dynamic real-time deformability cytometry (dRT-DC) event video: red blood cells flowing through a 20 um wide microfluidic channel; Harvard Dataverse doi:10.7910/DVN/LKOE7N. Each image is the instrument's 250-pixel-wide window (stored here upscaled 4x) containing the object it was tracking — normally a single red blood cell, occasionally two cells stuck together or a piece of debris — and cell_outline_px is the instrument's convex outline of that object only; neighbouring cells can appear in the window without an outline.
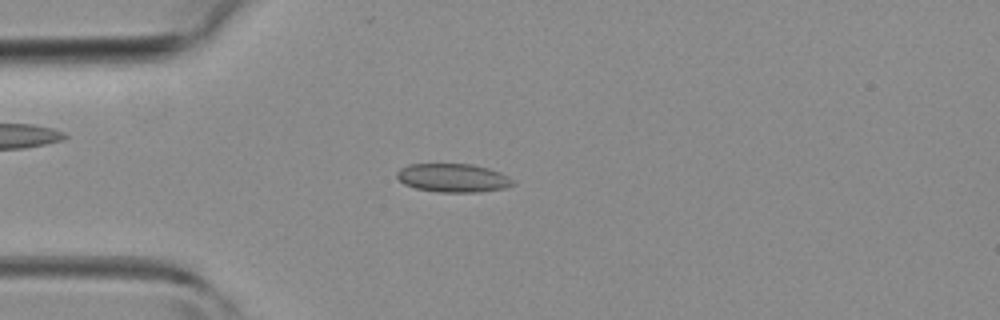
{"species": "common noctule bat (a hibernating species)", "species_latin": "Nyctalus noctula", "temperature_condition": "room temperature", "stored_images_in_passage": 42, "camera_frame_rate_fps": 3000, "um_per_image_px": 0.085, "animal": {"sex": "female", "body_mass_g": 19.3, "forearm_length_mm": 54.1}, "frame": {"image": 1, "passage_image": 10, "time_ms": 3.0, "image_size_px": [1000, 320], "cell_outline_px": [[516, 184], [504, 188], [476, 192], [440, 192], [416, 188], [404, 184], [396, 176], [396, 172], [400, 168], [408, 164], [472, 164], [488, 168], [500, 172], [508, 176]], "centroid_in_image_um": [38.5, 15.11], "position_along_channel_um": 46.5, "area_um2": 19.25}}
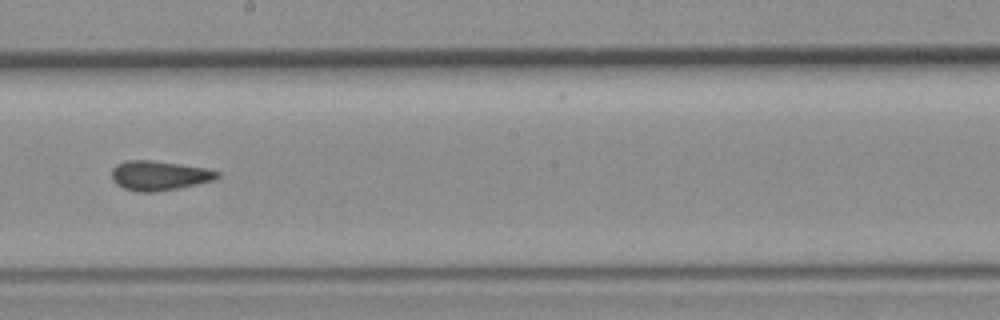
{"frame": {"image": 2, "passage_image": 23, "time_ms": 7.333, "image_size_px": [1000, 320], "cell_outline_px": [[220, 176], [216, 180], [180, 188], [156, 192], [136, 192], [124, 188], [116, 184], [112, 180], [112, 168], [116, 164], [128, 160], [152, 160], [208, 168], [220, 172]], "centroid_in_image_um": [13.55, 14.93], "position_along_channel_um": 234.6, "area_um2": 18.5}}
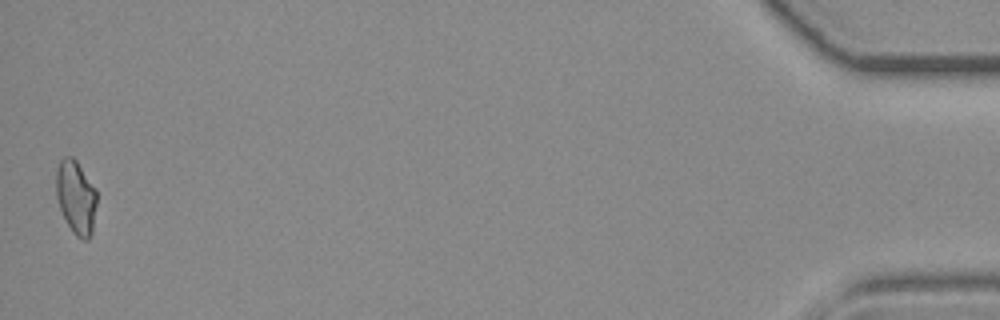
{"frame": {"image": 3, "passage_image": 42, "time_ms": 13.667, "image_size_px": [1000, 320], "cell_outline_px": [[96, 204], [92, 232], [88, 240], [84, 240], [76, 236], [72, 232], [60, 208], [56, 196], [56, 168], [60, 160], [64, 156], [72, 156], [76, 160], [96, 188]], "centroid_in_image_um": [6.45, 16.74], "position_along_channel_um": 428.7, "area_um2": 17.46}}